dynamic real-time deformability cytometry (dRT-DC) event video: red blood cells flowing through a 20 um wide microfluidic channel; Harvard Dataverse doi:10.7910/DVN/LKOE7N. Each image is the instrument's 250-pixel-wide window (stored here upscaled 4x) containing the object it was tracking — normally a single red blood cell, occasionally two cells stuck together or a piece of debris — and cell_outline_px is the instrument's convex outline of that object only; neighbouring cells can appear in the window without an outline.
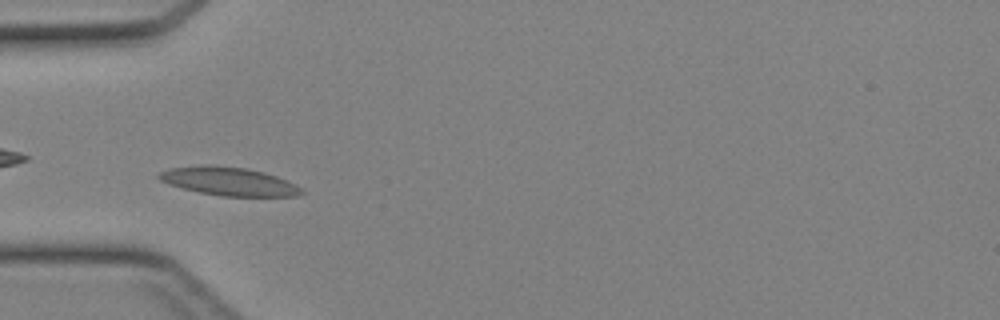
{"species": "Egyptian fruit bat (a non-hibernating species)", "species_latin": "Rousettus aegyptiacus", "temperature_condition": "cold", "stored_images_in_passage": 39, "camera_frame_rate_fps": 3000, "um_per_image_px": 0.085, "animal": {"sex": "female"}, "frame": {"image": 1, "passage_image": 9, "time_ms": 2.667, "image_size_px": [1000, 320], "cell_outline_px": [[304, 192], [296, 196], [220, 196], [200, 192], [168, 184], [160, 180], [156, 176], [160, 172], [172, 168], [200, 164], [212, 164], [244, 168], [264, 172], [276, 176], [296, 184]], "centroid_in_image_um": [19.43, 15.4], "position_along_channel_um": 65.6, "area_um2": 23.52}}
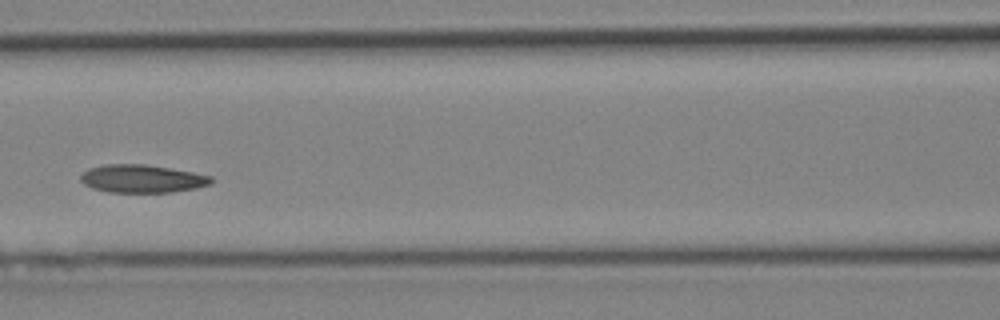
{"frame": {"image": 2, "passage_image": 15, "time_ms": 4.667, "image_size_px": [1000, 320], "cell_outline_px": [[212, 184], [196, 188], [172, 192], [108, 192], [92, 188], [84, 184], [80, 180], [80, 176], [88, 168], [104, 164], [148, 164], [192, 172], [212, 176]], "centroid_in_image_um": [12.07, 15.18], "position_along_channel_um": 154.5, "area_um2": 21.39}}
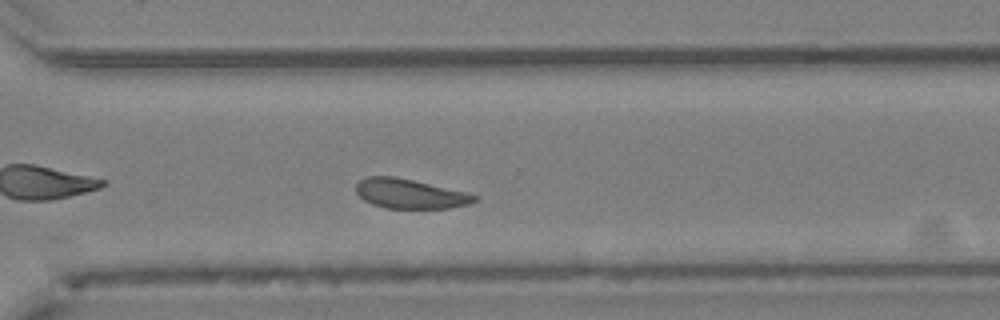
{"frame": {"image": 3, "passage_image": 27, "time_ms": 8.667, "image_size_px": [1000, 320], "cell_outline_px": [[480, 196], [476, 200], [468, 204], [448, 208], [384, 208], [372, 204], [364, 200], [356, 192], [356, 184], [360, 180], [368, 176], [392, 176], [412, 180], [468, 192]], "centroid_in_image_um": [34.85, 16.47], "position_along_channel_um": 335.7, "area_um2": 20.35}}